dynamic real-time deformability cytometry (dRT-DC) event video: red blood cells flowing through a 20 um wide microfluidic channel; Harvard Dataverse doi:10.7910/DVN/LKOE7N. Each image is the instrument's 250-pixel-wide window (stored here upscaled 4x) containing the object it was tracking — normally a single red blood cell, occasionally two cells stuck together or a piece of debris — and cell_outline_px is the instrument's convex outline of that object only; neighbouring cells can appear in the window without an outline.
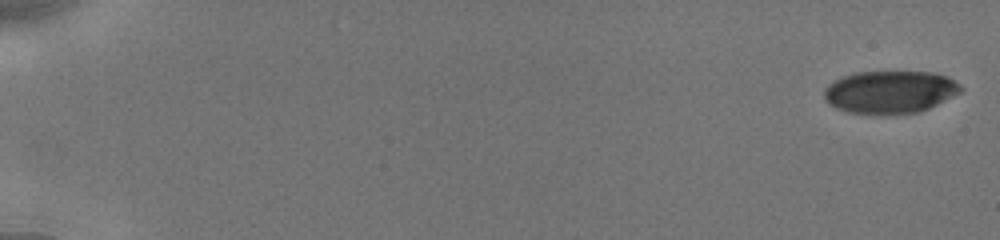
{"species": "human", "species_latin": "Homo sapiens", "temperature_condition": "cold", "stored_images_in_passage": 19, "camera_frame_rate_fps": 3000, "um_per_image_px": 0.085, "donor": {"sex": "male"}, "frame": {"image": 1, "passage_image": 1, "time_ms": 0.0, "image_size_px": [1000, 240], "cell_outline_px": [[964, 88], [960, 92], [920, 112], [872, 116], [848, 112], [836, 108], [828, 104], [824, 100], [824, 88], [828, 84], [844, 76], [856, 72], [936, 72], [948, 76], [960, 84]], "centroid_in_image_um": [75.63, 7.84], "position_along_channel_um": 9.4, "area_um2": 34.39}}
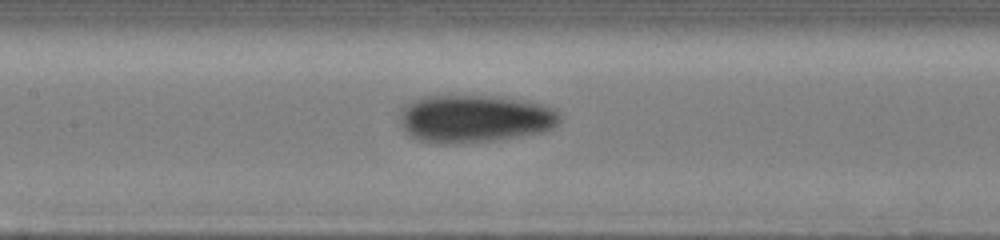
{"frame": {"image": 2, "passage_image": 17, "time_ms": 9.0, "image_size_px": [1000, 240], "cell_outline_px": [[560, 120], [552, 128], [544, 132], [496, 140], [456, 144], [436, 144], [420, 140], [404, 132], [400, 124], [400, 108], [404, 104], [424, 96], [492, 96], [528, 100], [544, 104], [556, 108], [560, 112]], "centroid_in_image_um": [40.34, 10.09], "position_along_channel_um": 167.1, "area_um2": 45.2}}
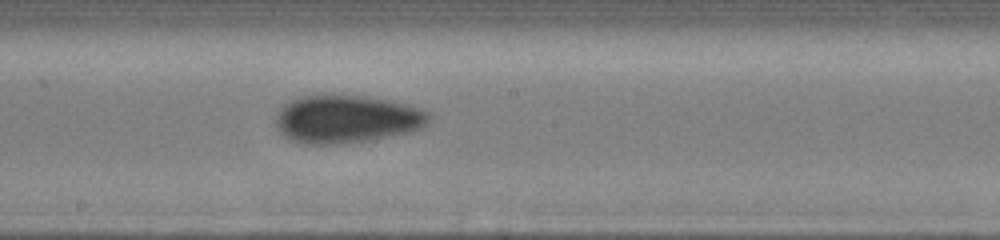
{"frame": {"image": 3, "passage_image": 19, "time_ms": 10.333, "image_size_px": [1000, 240], "cell_outline_px": [[432, 116], [420, 128], [408, 132], [368, 140], [336, 144], [308, 144], [292, 140], [280, 132], [276, 124], [276, 112], [284, 104], [292, 100], [304, 96], [368, 96], [392, 100], [408, 104], [432, 112]], "centroid_in_image_um": [29.49, 10.11], "position_along_channel_um": 218.7, "area_um2": 42.48}}